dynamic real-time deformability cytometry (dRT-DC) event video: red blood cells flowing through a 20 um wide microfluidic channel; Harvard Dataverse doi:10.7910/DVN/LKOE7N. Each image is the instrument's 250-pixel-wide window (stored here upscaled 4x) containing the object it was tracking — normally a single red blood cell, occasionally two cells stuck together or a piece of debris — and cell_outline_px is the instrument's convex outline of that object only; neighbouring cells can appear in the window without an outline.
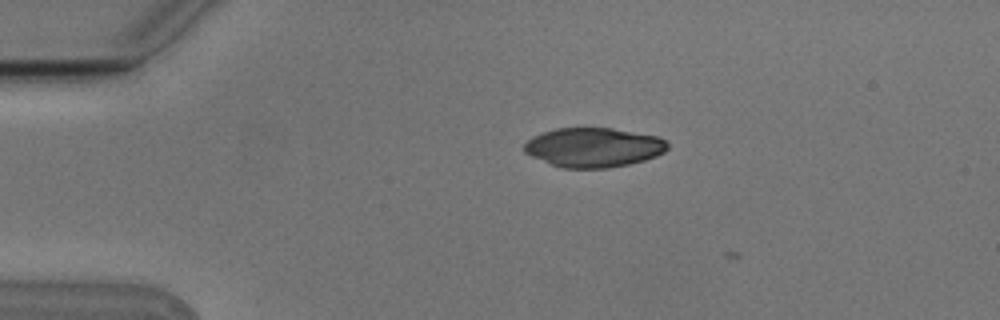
{"species": "Egyptian fruit bat (a non-hibernating species)", "species_latin": "Rousettus aegyptiacus", "temperature_condition": "cold", "stored_images_in_passage": 3, "camera_frame_rate_fps": 3000, "um_per_image_px": 0.085, "animal": {"sex": "male"}, "frame": {"image": 1, "passage_image": 2, "time_ms": 0.333, "image_size_px": [1000, 320], "cell_outline_px": [[668, 148], [664, 152], [656, 156], [644, 160], [628, 164], [608, 168], [564, 168], [552, 164], [532, 156], [524, 152], [524, 144], [532, 136], [556, 128], [612, 128], [660, 136], [668, 140]], "centroid_in_image_um": [50.49, 12.52], "position_along_channel_um": 34.5, "area_um2": 32.95}}